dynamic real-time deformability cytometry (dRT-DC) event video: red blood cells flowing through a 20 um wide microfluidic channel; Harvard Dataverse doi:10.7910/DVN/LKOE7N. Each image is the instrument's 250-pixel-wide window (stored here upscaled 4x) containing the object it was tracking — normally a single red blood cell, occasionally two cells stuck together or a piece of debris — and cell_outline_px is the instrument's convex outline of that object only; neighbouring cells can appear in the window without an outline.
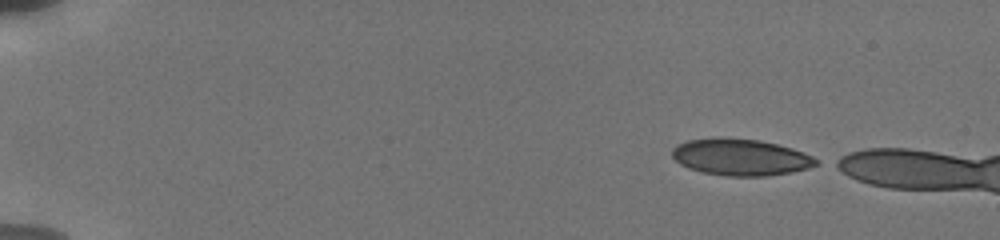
{"species": "human", "species_latin": "Homo sapiens", "temperature_condition": "cold", "stored_images_in_passage": 9, "camera_frame_rate_fps": 3000, "um_per_image_px": 0.085, "donor": {"sex": "male"}, "frame": {"image": 1, "passage_image": 1, "time_ms": 0.0, "image_size_px": [1000, 240], "cell_outline_px": [[820, 164], [808, 168], [792, 172], [764, 176], [724, 176], [704, 172], [688, 168], [680, 164], [672, 156], [672, 148], [676, 144], [688, 140], [712, 136], [716, 136], [760, 140], [792, 148], [804, 152], [820, 160]], "centroid_in_image_um": [62.94, 13.34], "position_along_channel_um": 22.1, "area_um2": 31.15}}